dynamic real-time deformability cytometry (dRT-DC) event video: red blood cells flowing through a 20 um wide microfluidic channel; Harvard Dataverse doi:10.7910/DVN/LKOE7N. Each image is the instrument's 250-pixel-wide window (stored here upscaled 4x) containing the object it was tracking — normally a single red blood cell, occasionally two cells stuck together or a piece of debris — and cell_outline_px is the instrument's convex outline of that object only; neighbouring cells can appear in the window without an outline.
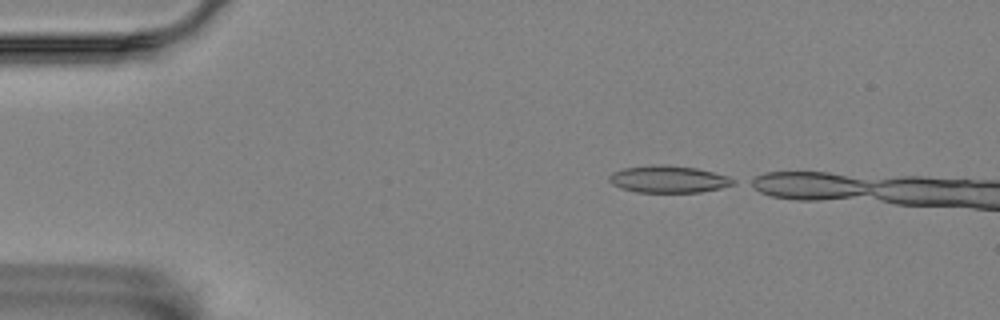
{"species": "Egyptian fruit bat (a non-hibernating species)", "species_latin": "Rousettus aegyptiacus", "temperature_condition": "room temperature", "stored_images_in_passage": 3, "camera_frame_rate_fps": 3000, "um_per_image_px": 0.085, "animal": {"sex": "female"}, "frame": {"image": 1, "passage_image": 1, "time_ms": 0.0, "image_size_px": [1000, 320], "cell_outline_px": [[736, 184], [720, 188], [700, 192], [636, 192], [620, 188], [612, 184], [608, 180], [608, 176], [612, 172], [624, 168], [656, 164], [664, 164], [696, 168], [728, 176], [736, 180]], "centroid_in_image_um": [56.8, 15.23], "position_along_channel_um": 28.2, "area_um2": 19.65}}